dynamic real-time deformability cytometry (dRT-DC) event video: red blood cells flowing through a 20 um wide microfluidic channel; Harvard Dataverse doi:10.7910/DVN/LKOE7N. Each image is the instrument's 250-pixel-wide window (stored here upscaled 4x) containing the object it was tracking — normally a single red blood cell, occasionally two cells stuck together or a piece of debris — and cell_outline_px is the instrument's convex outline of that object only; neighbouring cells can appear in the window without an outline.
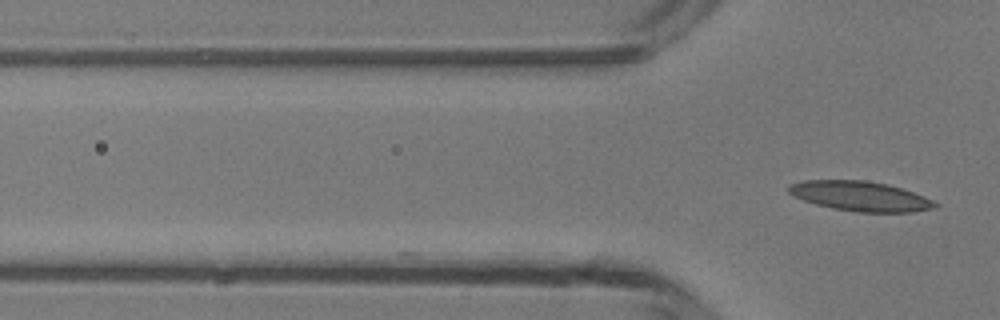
{"species": "common noctule bat (a hibernating species)", "species_latin": "Nyctalus noctula", "temperature_condition": "room temperature", "stored_images_in_passage": 3, "camera_frame_rate_fps": 3000, "um_per_image_px": 0.085, "animal": {"sex": "male", "body_mass_g": 13.3}, "frame": {"image": 1, "passage_image": 3, "time_ms": 2.333, "image_size_px": [1000, 320], "cell_outline_px": [[940, 204], [936, 208], [912, 212], [856, 212], [832, 208], [816, 204], [804, 200], [788, 192], [788, 184], [804, 180], [864, 180], [888, 184], [924, 196]], "centroid_in_image_um": [73.14, 16.67], "position_along_channel_um": 52.7, "area_um2": 25.37}}